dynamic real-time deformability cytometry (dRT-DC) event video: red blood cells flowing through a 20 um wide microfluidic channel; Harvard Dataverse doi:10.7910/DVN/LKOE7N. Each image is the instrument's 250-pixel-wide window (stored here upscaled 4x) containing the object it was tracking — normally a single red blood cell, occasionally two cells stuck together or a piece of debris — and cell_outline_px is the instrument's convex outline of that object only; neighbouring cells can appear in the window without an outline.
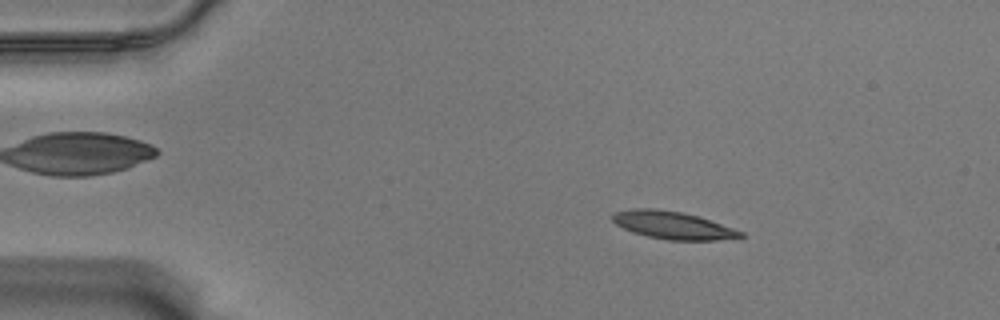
{"species": "Egyptian fruit bat (a non-hibernating species)", "species_latin": "Rousettus aegyptiacus", "temperature_condition": "warm", "stored_images_in_passage": 57, "camera_frame_rate_fps": 3000, "um_per_image_px": 0.085, "animal": {"sex": "male"}, "frame": {"image": 1, "passage_image": 9, "time_ms": 2.667, "image_size_px": [1000, 320], "cell_outline_px": [[744, 236], [716, 240], [668, 240], [648, 236], [632, 232], [616, 224], [612, 220], [612, 216], [616, 212], [632, 208], [656, 208], [684, 212], [744, 232]], "centroid_in_image_um": [57.15, 19.13], "position_along_channel_um": 27.9, "area_um2": 20.35}}
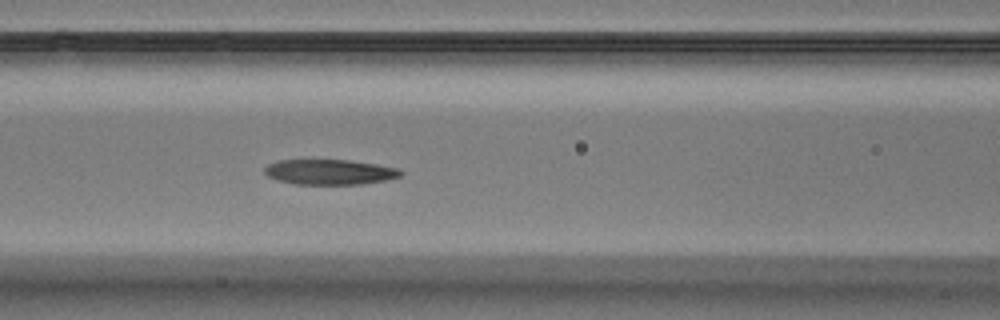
{"frame": {"image": 2, "passage_image": 24, "time_ms": 7.667, "image_size_px": [1000, 320], "cell_outline_px": [[404, 172], [400, 176], [384, 180], [360, 184], [296, 184], [280, 180], [268, 176], [264, 172], [264, 168], [268, 164], [276, 160], [348, 160], [376, 164], [400, 168]], "centroid_in_image_um": [28.03, 14.61], "position_along_channel_um": 138.6, "area_um2": 19.88}}
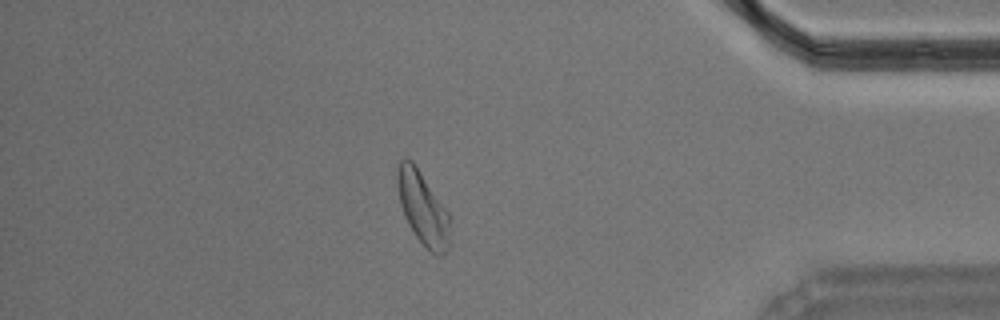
{"frame": {"image": 3, "passage_image": 49, "time_ms": 16.0, "image_size_px": [1000, 320], "cell_outline_px": [[448, 248], [440, 256], [436, 256], [416, 236], [408, 224], [404, 216], [400, 204], [396, 184], [396, 168], [400, 160], [412, 160], [448, 212]], "centroid_in_image_um": [35.89, 17.66], "position_along_channel_um": 399.3, "area_um2": 21.85}, "authors_computed_cell_mechanics": {"area_um2": 20.9236, "velocity_mm_per_s": 3.5242, "shape_relaxation_time_tau1_ms": 9.6181, "shape_relaxation_time_tau2_ms": 3.2674, "deformation_change_tau1": 0.2474, "deformation_change_tau2": 0.1173}}